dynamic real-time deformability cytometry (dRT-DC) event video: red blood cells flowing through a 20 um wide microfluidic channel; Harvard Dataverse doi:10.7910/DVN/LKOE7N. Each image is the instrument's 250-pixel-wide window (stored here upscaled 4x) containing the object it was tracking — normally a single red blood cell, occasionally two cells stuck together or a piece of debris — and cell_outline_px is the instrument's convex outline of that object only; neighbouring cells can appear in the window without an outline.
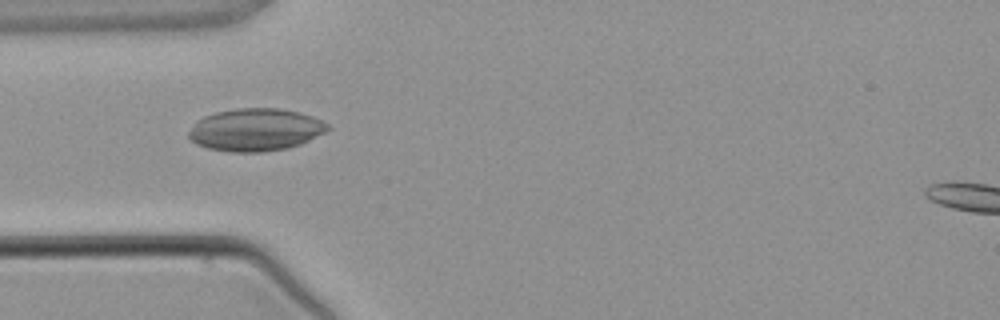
{"species": "common noctule bat (a hibernating species)", "species_latin": "Nyctalus noctula", "temperature_condition": "warm", "stored_images_in_passage": 3, "camera_frame_rate_fps": 3000, "um_per_image_px": 0.085, "animal": {"sex": "male", "body_mass_g": 21.5, "forearm_length_mm": 52.0}, "frame": {"image": 1, "passage_image": 2, "time_ms": 1.333, "image_size_px": [1000, 320], "cell_outline_px": [[332, 128], [300, 144], [288, 148], [260, 152], [232, 152], [208, 148], [196, 144], [188, 140], [188, 132], [204, 116], [216, 112], [236, 108], [280, 108], [300, 112], [312, 116], [328, 124]], "centroid_in_image_um": [21.72, 11.03], "position_along_channel_um": 63.3, "area_um2": 34.33}}
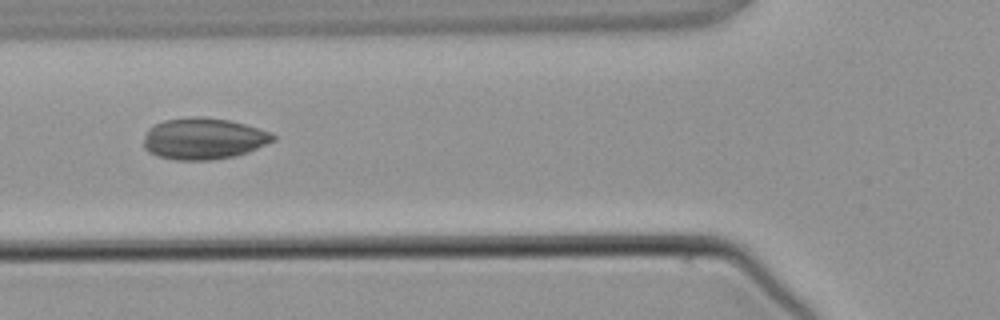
{"frame": {"image": 2, "passage_image": 3, "time_ms": 2.333, "image_size_px": [1000, 320], "cell_outline_px": [[276, 140], [248, 152], [236, 156], [212, 160], [176, 160], [156, 156], [148, 152], [144, 148], [144, 136], [148, 128], [164, 120], [196, 116], [200, 116], [228, 120], [260, 128], [272, 132], [276, 136]], "centroid_in_image_um": [17.31, 11.79], "position_along_channel_um": 108.5, "area_um2": 31.5}}